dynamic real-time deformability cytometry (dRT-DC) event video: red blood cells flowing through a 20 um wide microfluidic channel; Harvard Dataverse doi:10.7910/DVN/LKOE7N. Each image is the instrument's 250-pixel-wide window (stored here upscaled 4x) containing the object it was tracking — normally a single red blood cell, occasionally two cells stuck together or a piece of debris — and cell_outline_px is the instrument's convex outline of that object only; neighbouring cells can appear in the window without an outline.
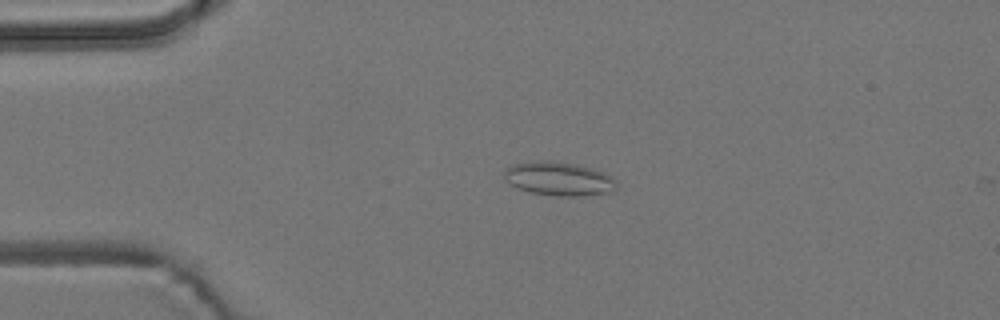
{"species": "common noctule bat (a hibernating species)", "species_latin": "Nyctalus noctula", "temperature_condition": "room temperature", "stored_images_in_passage": 4, "camera_frame_rate_fps": 3000, "um_per_image_px": 0.085, "animal": {"sex": "male", "body_mass_g": 19.2, "forearm_length_mm": 51.8}, "frame": {"image": 1, "passage_image": 3, "time_ms": 2.0, "image_size_px": [1000, 320], "cell_outline_px": [[616, 188], [604, 192], [580, 196], [556, 196], [528, 192], [512, 184], [504, 176], [504, 172], [512, 164], [540, 160], [548, 160], [576, 164], [612, 176], [616, 180]], "centroid_in_image_um": [47.48, 15.19], "position_along_channel_um": 37.5, "area_um2": 21.62}}